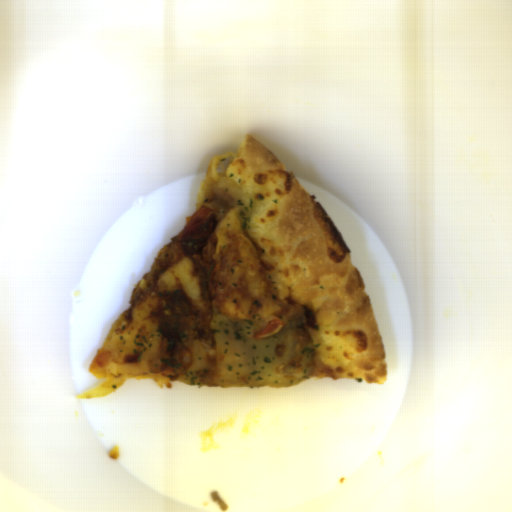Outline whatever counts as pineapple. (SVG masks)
Masks as SVG:
<instances>
[{"instance_id":"obj_1","label":"pineapple","mask_w":512,"mask_h":512,"mask_svg":"<svg viewBox=\"0 0 512 512\" xmlns=\"http://www.w3.org/2000/svg\"><path fill=\"white\" fill-rule=\"evenodd\" d=\"M215 345L194 341L177 368L188 387H292L309 380L315 363L314 341L298 325H282L277 334L257 339L264 323L233 322L216 315Z\"/></svg>"},{"instance_id":"obj_2","label":"pineapple","mask_w":512,"mask_h":512,"mask_svg":"<svg viewBox=\"0 0 512 512\" xmlns=\"http://www.w3.org/2000/svg\"><path fill=\"white\" fill-rule=\"evenodd\" d=\"M255 206L254 198L246 195L243 188L230 177L218 179L211 188L205 204V207L215 212L217 220L229 210H237V221L241 229H247L251 224L250 219Z\"/></svg>"}]
</instances>
